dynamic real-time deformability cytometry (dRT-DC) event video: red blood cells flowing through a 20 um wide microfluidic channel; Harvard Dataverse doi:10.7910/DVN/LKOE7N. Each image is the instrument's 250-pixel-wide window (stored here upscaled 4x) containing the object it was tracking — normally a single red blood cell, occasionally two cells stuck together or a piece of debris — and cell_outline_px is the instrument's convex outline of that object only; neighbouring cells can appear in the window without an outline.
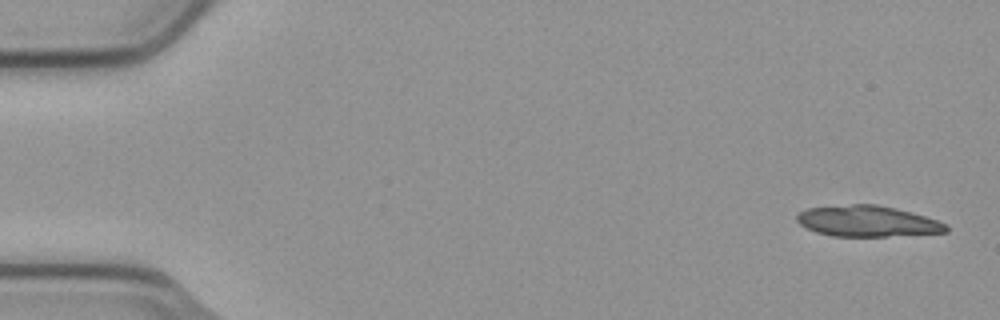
{"species": "common noctule bat (a hibernating species)", "species_latin": "Nyctalus noctula", "temperature_condition": "cold", "stored_images_in_passage": 4, "camera_frame_rate_fps": 3000, "um_per_image_px": 0.085, "animal": {"sex": "male", "body_mass_g": 23.1, "forearm_length_mm": 52.7}, "frame": {"image": 1, "passage_image": 1, "time_ms": 0.0, "image_size_px": [1000, 320], "cell_outline_px": [[948, 232], [884, 236], [832, 236], [816, 232], [800, 224], [796, 220], [796, 216], [800, 212], [808, 208], [852, 204], [876, 204], [896, 208], [912, 212], [948, 224]], "centroid_in_image_um": [73.74, 18.8], "position_along_channel_um": 11.3, "area_um2": 26.76}}